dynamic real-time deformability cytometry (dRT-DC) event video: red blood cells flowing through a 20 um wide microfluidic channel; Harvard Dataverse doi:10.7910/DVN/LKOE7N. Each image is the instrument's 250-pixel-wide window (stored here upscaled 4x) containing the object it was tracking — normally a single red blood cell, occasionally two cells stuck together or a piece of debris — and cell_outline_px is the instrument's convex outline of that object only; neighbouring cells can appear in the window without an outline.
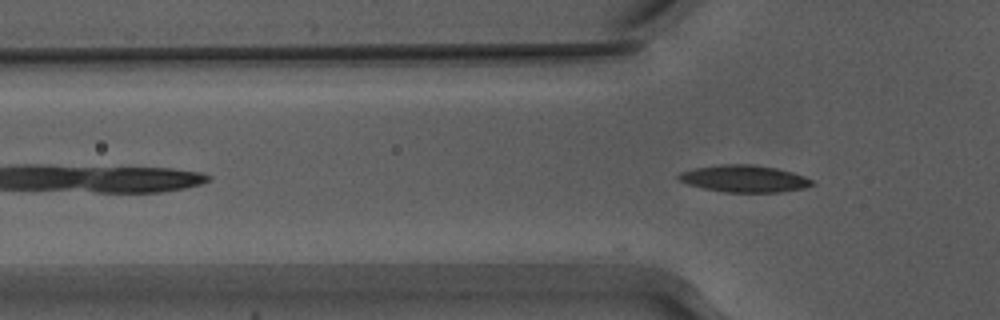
{"species": "Egyptian fruit bat (a non-hibernating species)", "species_latin": "Rousettus aegyptiacus", "temperature_condition": "warm", "stored_images_in_passage": 11, "camera_frame_rate_fps": 3000, "um_per_image_px": 0.085, "animal": {"sex": "male"}, "frame": {"image": 1, "passage_image": 11, "time_ms": 3.333, "image_size_px": [1000, 320], "cell_outline_px": [[816, 184], [804, 188], [780, 192], [724, 192], [704, 188], [688, 184], [680, 180], [676, 176], [680, 172], [696, 168], [720, 164], [752, 164], [776, 168], [792, 172], [804, 176], [812, 180]], "centroid_in_image_um": [63.28, 15.18], "position_along_channel_um": 62.5, "area_um2": 20.92}}